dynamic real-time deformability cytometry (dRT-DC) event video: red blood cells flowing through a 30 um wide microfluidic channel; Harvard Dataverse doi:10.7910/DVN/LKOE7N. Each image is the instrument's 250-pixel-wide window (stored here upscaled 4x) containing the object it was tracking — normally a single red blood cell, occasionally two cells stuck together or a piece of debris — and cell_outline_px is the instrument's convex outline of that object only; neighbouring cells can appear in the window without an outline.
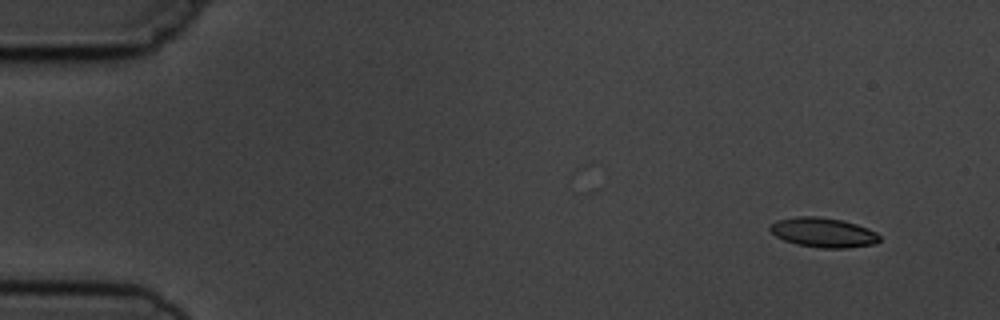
{"species": "common noctule bat (a hibernating species)", "species_latin": "Nyctalus noctula", "temperature_condition": "cold", "stored_images_in_passage": 5, "camera_frame_rate_fps": 3000, "um_per_image_px": 0.085, "animal": {"sex": "male", "body_mass_g": 19.5, "forearm_length_mm": 54.6}, "frame": {"image": 1, "passage_image": 1, "time_ms": 0.0, "image_size_px": [1000, 320], "cell_outline_px": [[880, 240], [876, 244], [848, 248], [820, 248], [796, 244], [784, 240], [776, 236], [768, 228], [776, 220], [800, 216], [816, 216], [840, 220], [856, 224], [868, 228], [876, 232], [880, 236]], "centroid_in_image_um": [70.0, 19.77], "position_along_channel_um": 15.0, "area_um2": 18.9}}
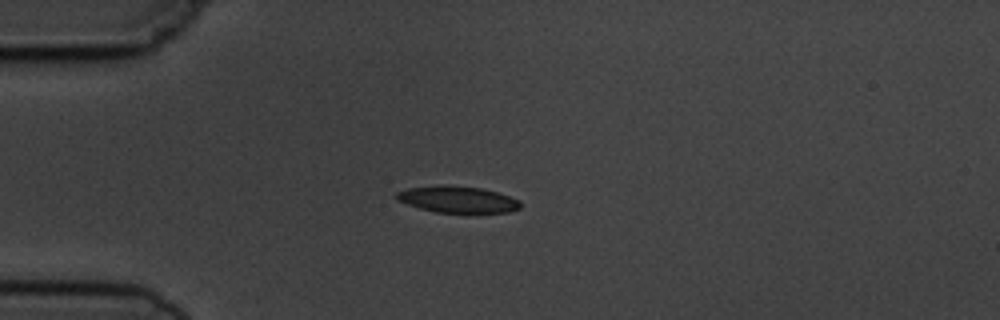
{"frame": {"image": 2, "passage_image": 4, "time_ms": 3.333, "image_size_px": [1000, 320], "cell_outline_px": [[520, 208], [508, 212], [436, 212], [420, 208], [396, 200], [396, 192], [408, 188], [480, 188], [496, 192], [520, 200]], "centroid_in_image_um": [38.93, 17.0], "position_along_channel_um": 46.1, "area_um2": 17.92}}
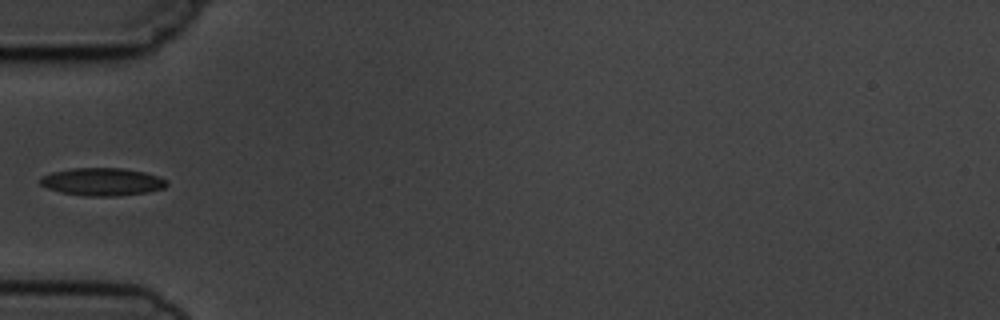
{"frame": {"image": 3, "passage_image": 5, "time_ms": 4.667, "image_size_px": [1000, 320], "cell_outline_px": [[168, 184], [164, 188], [148, 192], [116, 196], [88, 196], [60, 192], [48, 188], [40, 184], [40, 176], [52, 172], [72, 168], [120, 168], [144, 172], [160, 176], [168, 180]], "centroid_in_image_um": [8.71, 15.45], "position_along_channel_um": 76.3, "area_um2": 20.52}}